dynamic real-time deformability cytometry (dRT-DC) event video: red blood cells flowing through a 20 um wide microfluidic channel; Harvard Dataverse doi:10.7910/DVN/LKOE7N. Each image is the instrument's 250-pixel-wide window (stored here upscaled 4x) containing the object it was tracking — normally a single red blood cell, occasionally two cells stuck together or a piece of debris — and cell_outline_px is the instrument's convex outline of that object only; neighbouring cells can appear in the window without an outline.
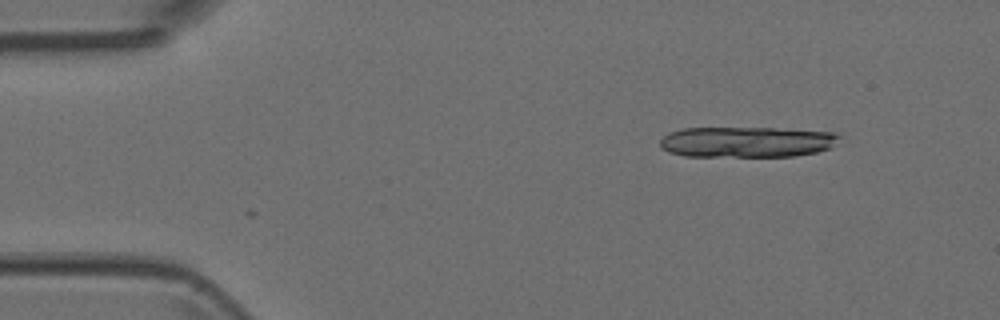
{"species": "Egyptian fruit bat (a non-hibernating species)", "species_latin": "Rousettus aegyptiacus", "temperature_condition": "room temperature", "stored_images_in_passage": 6, "segment_of_instrument_passage": [1, 2], "camera_frame_rate_fps": 3000, "um_per_image_px": 0.085, "animal": {"sex": "female"}, "frame": {"image": 1, "passage_image": 1, "time_ms": 0.0, "image_size_px": [1000, 320], "cell_outline_px": [[840, 136], [832, 148], [816, 152], [796, 156], [684, 156], [668, 152], [660, 148], [660, 140], [668, 132], [684, 128], [772, 128], [836, 132]], "centroid_in_image_um": [63.46, 12.06], "position_along_channel_um": 21.5, "area_um2": 32.25}}